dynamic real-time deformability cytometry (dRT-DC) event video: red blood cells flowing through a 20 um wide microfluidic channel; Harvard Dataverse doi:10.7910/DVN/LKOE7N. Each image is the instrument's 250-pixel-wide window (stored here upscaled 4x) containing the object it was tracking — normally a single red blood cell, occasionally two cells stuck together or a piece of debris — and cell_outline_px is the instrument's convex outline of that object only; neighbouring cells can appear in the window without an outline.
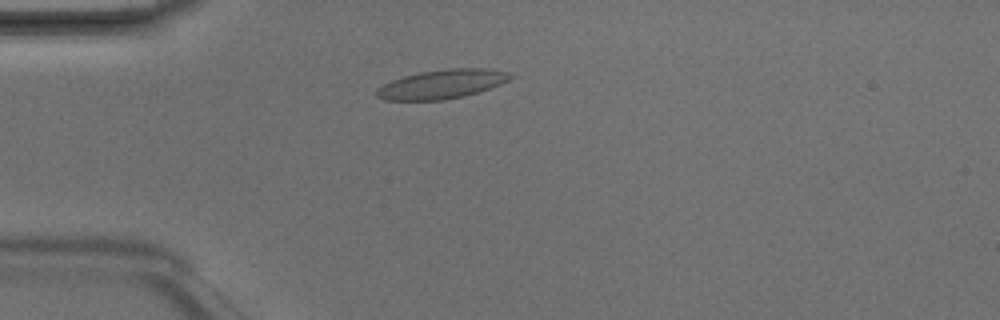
{"species": "Egyptian fruit bat (a non-hibernating species)", "species_latin": "Rousettus aegyptiacus", "temperature_condition": "room temperature", "stored_images_in_passage": 3, "camera_frame_rate_fps": 3000, "um_per_image_px": 0.085, "animal": {"sex": "male"}, "frame": {"image": 1, "passage_image": 3, "time_ms": 0.667, "image_size_px": [1000, 320], "cell_outline_px": [[516, 76], [500, 84], [464, 96], [444, 100], [384, 100], [376, 96], [376, 88], [392, 80], [404, 76], [420, 72], [448, 68], [484, 68], [508, 72]], "centroid_in_image_um": [37.55, 7.15], "position_along_channel_um": 47.5, "area_um2": 22.54}}